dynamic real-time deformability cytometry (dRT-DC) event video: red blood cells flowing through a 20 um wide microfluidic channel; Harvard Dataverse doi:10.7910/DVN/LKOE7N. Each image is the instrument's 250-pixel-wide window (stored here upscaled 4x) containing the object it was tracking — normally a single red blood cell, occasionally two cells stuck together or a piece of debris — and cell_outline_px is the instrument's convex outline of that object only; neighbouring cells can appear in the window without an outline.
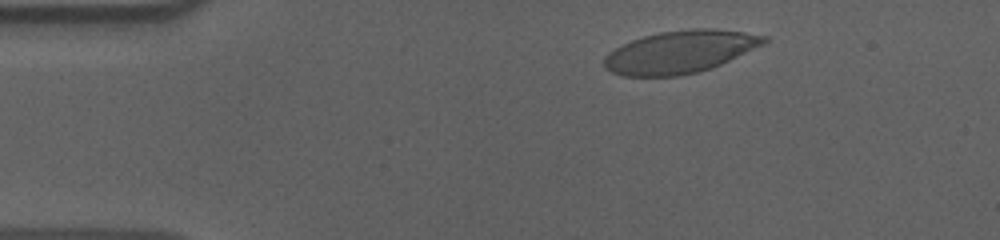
{"species": "human", "species_latin": "Homo sapiens", "temperature_condition": "cold", "stored_images_in_passage": 52, "camera_frame_rate_fps": 3000, "um_per_image_px": 0.085, "donor": {"sex": "male"}, "frame": {"image": 1, "passage_image": 5, "time_ms": 1.333, "image_size_px": [1000, 240], "cell_outline_px": [[768, 40], [764, 44], [712, 68], [696, 72], [676, 76], [620, 76], [604, 68], [604, 56], [608, 52], [632, 40], [644, 36], [660, 32], [692, 28], [712, 28], [744, 32], [768, 36]], "centroid_in_image_um": [57.79, 4.41], "position_along_channel_um": 27.2, "area_um2": 39.54}}
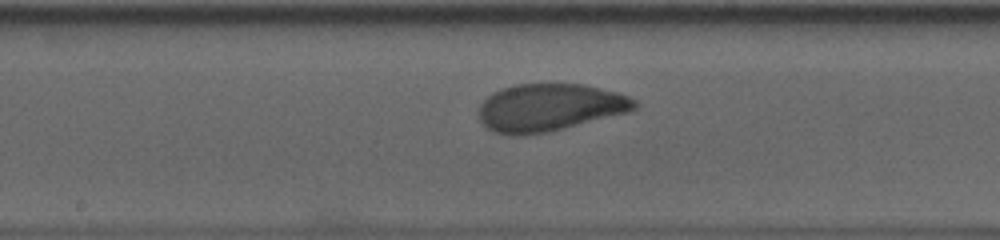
{"frame": {"image": 2, "passage_image": 25, "time_ms": 8.0, "image_size_px": [1000, 240], "cell_outline_px": [[640, 104], [636, 108], [628, 112], [548, 132], [524, 136], [508, 136], [492, 132], [480, 120], [480, 104], [492, 92], [516, 84], [584, 84], [616, 92], [628, 96], [636, 100]], "centroid_in_image_um": [46.7, 9.15], "position_along_channel_um": 201.5, "area_um2": 43.18}}
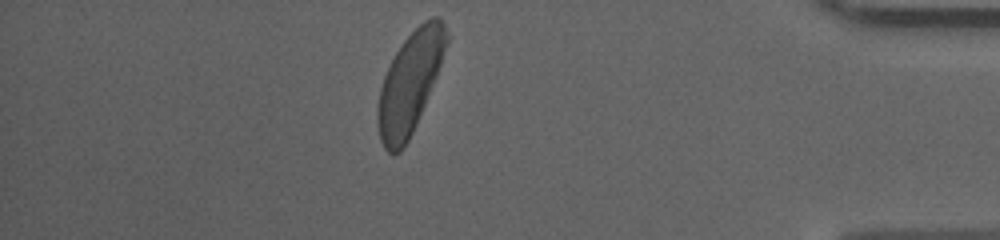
{"frame": {"image": 3, "passage_image": 45, "time_ms": 14.667, "image_size_px": [1000, 240], "cell_outline_px": [[448, 40], [436, 76], [416, 124], [404, 148], [400, 152], [392, 156], [384, 148], [380, 140], [376, 124], [376, 108], [380, 88], [384, 76], [396, 52], [404, 40], [424, 20], [432, 16], [436, 16], [444, 24], [448, 36]], "centroid_in_image_um": [34.79, 7.09], "position_along_channel_um": 400.4, "area_um2": 40.0}, "authors_computed_cell_mechanics": {"area_um2": 41.9628, "velocity_mm_per_s": 3.5887, "shape_relaxation_time_tau1_ms": 3.5358, "shape_relaxation_time_tau2_ms": 1.0153, "deformation_change_tau1": 0.1471, "deformation_change_tau2": 0.0538}}